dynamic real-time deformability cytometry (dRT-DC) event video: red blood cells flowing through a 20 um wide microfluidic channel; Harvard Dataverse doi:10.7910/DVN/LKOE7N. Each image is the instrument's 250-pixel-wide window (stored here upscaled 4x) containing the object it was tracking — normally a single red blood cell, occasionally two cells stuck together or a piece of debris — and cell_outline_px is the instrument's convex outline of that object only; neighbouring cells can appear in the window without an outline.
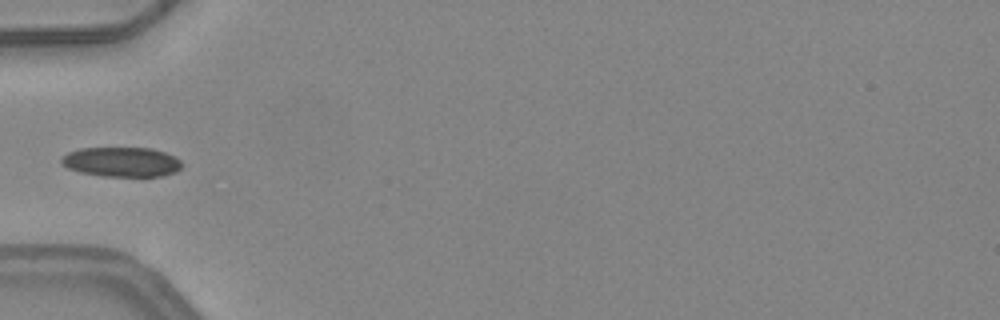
{"species": "common noctule bat (a hibernating species)", "species_latin": "Nyctalus noctula", "temperature_condition": "warm", "stored_images_in_passage": 9, "camera_frame_rate_fps": 3000, "um_per_image_px": 0.085, "animal": {"sex": "female", "body_mass_g": 24.6, "forearm_length_mm": 56.2}, "frame": {"image": 1, "passage_image": 5, "time_ms": 1.333, "image_size_px": [1000, 320], "cell_outline_px": [[184, 164], [176, 172], [160, 176], [100, 176], [80, 172], [68, 168], [60, 160], [68, 152], [80, 148], [152, 148], [164, 152], [180, 160]], "centroid_in_image_um": [10.35, 13.76], "position_along_channel_um": 74.7, "area_um2": 20.75}}